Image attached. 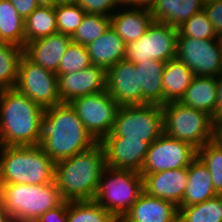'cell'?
Segmentation results:
<instances>
[{"label":"cell","mask_w":222,"mask_h":222,"mask_svg":"<svg viewBox=\"0 0 222 222\" xmlns=\"http://www.w3.org/2000/svg\"><path fill=\"white\" fill-rule=\"evenodd\" d=\"M96 143L70 103L61 102L44 110L39 146L55 164Z\"/></svg>","instance_id":"obj_1"},{"label":"cell","mask_w":222,"mask_h":222,"mask_svg":"<svg viewBox=\"0 0 222 222\" xmlns=\"http://www.w3.org/2000/svg\"><path fill=\"white\" fill-rule=\"evenodd\" d=\"M44 109L15 88L0 91V146H35Z\"/></svg>","instance_id":"obj_2"},{"label":"cell","mask_w":222,"mask_h":222,"mask_svg":"<svg viewBox=\"0 0 222 222\" xmlns=\"http://www.w3.org/2000/svg\"><path fill=\"white\" fill-rule=\"evenodd\" d=\"M106 166L101 142L57 162L54 181L64 201L94 200L101 173Z\"/></svg>","instance_id":"obj_3"},{"label":"cell","mask_w":222,"mask_h":222,"mask_svg":"<svg viewBox=\"0 0 222 222\" xmlns=\"http://www.w3.org/2000/svg\"><path fill=\"white\" fill-rule=\"evenodd\" d=\"M0 185H45L54 181L55 163L39 146H0Z\"/></svg>","instance_id":"obj_4"},{"label":"cell","mask_w":222,"mask_h":222,"mask_svg":"<svg viewBox=\"0 0 222 222\" xmlns=\"http://www.w3.org/2000/svg\"><path fill=\"white\" fill-rule=\"evenodd\" d=\"M0 196L11 218L21 222H36L64 201L55 181L45 185H0Z\"/></svg>","instance_id":"obj_5"},{"label":"cell","mask_w":222,"mask_h":222,"mask_svg":"<svg viewBox=\"0 0 222 222\" xmlns=\"http://www.w3.org/2000/svg\"><path fill=\"white\" fill-rule=\"evenodd\" d=\"M143 191L140 172L105 166L94 200L114 218H123Z\"/></svg>","instance_id":"obj_6"},{"label":"cell","mask_w":222,"mask_h":222,"mask_svg":"<svg viewBox=\"0 0 222 222\" xmlns=\"http://www.w3.org/2000/svg\"><path fill=\"white\" fill-rule=\"evenodd\" d=\"M164 133L186 142L197 150L213 140L214 123L206 112L181 102L162 105Z\"/></svg>","instance_id":"obj_7"},{"label":"cell","mask_w":222,"mask_h":222,"mask_svg":"<svg viewBox=\"0 0 222 222\" xmlns=\"http://www.w3.org/2000/svg\"><path fill=\"white\" fill-rule=\"evenodd\" d=\"M163 133L162 105H123L119 106L113 130L106 137L142 139L152 144Z\"/></svg>","instance_id":"obj_8"},{"label":"cell","mask_w":222,"mask_h":222,"mask_svg":"<svg viewBox=\"0 0 222 222\" xmlns=\"http://www.w3.org/2000/svg\"><path fill=\"white\" fill-rule=\"evenodd\" d=\"M177 38V28L153 21L143 36L127 44L125 59L134 64L151 59L167 62L176 58Z\"/></svg>","instance_id":"obj_9"},{"label":"cell","mask_w":222,"mask_h":222,"mask_svg":"<svg viewBox=\"0 0 222 222\" xmlns=\"http://www.w3.org/2000/svg\"><path fill=\"white\" fill-rule=\"evenodd\" d=\"M69 103L97 142H101L112 132L120 105L107 90L77 97Z\"/></svg>","instance_id":"obj_10"},{"label":"cell","mask_w":222,"mask_h":222,"mask_svg":"<svg viewBox=\"0 0 222 222\" xmlns=\"http://www.w3.org/2000/svg\"><path fill=\"white\" fill-rule=\"evenodd\" d=\"M14 88L44 110L61 103L57 74L33 63L25 55L20 60Z\"/></svg>","instance_id":"obj_11"},{"label":"cell","mask_w":222,"mask_h":222,"mask_svg":"<svg viewBox=\"0 0 222 222\" xmlns=\"http://www.w3.org/2000/svg\"><path fill=\"white\" fill-rule=\"evenodd\" d=\"M176 58L182 61L194 76L217 77L222 72V50L218 38L199 40L178 36Z\"/></svg>","instance_id":"obj_12"},{"label":"cell","mask_w":222,"mask_h":222,"mask_svg":"<svg viewBox=\"0 0 222 222\" xmlns=\"http://www.w3.org/2000/svg\"><path fill=\"white\" fill-rule=\"evenodd\" d=\"M196 158L197 149L195 147L163 133L150 144L140 174L188 168Z\"/></svg>","instance_id":"obj_13"},{"label":"cell","mask_w":222,"mask_h":222,"mask_svg":"<svg viewBox=\"0 0 222 222\" xmlns=\"http://www.w3.org/2000/svg\"><path fill=\"white\" fill-rule=\"evenodd\" d=\"M106 90L120 106L143 105L139 71L126 59L106 70Z\"/></svg>","instance_id":"obj_14"},{"label":"cell","mask_w":222,"mask_h":222,"mask_svg":"<svg viewBox=\"0 0 222 222\" xmlns=\"http://www.w3.org/2000/svg\"><path fill=\"white\" fill-rule=\"evenodd\" d=\"M101 143L106 166L141 172L150 146L148 142L127 137H105Z\"/></svg>","instance_id":"obj_15"},{"label":"cell","mask_w":222,"mask_h":222,"mask_svg":"<svg viewBox=\"0 0 222 222\" xmlns=\"http://www.w3.org/2000/svg\"><path fill=\"white\" fill-rule=\"evenodd\" d=\"M57 76L61 102L69 103L77 97L106 90V70L100 66L91 65L81 71Z\"/></svg>","instance_id":"obj_16"},{"label":"cell","mask_w":222,"mask_h":222,"mask_svg":"<svg viewBox=\"0 0 222 222\" xmlns=\"http://www.w3.org/2000/svg\"><path fill=\"white\" fill-rule=\"evenodd\" d=\"M141 175L144 192L148 195L171 201L177 207L182 203L188 181L187 168Z\"/></svg>","instance_id":"obj_17"},{"label":"cell","mask_w":222,"mask_h":222,"mask_svg":"<svg viewBox=\"0 0 222 222\" xmlns=\"http://www.w3.org/2000/svg\"><path fill=\"white\" fill-rule=\"evenodd\" d=\"M71 41V36L57 32L28 42L23 48L24 55L45 70L57 74L60 60Z\"/></svg>","instance_id":"obj_18"},{"label":"cell","mask_w":222,"mask_h":222,"mask_svg":"<svg viewBox=\"0 0 222 222\" xmlns=\"http://www.w3.org/2000/svg\"><path fill=\"white\" fill-rule=\"evenodd\" d=\"M122 219L124 222H178V207L143 191Z\"/></svg>","instance_id":"obj_19"},{"label":"cell","mask_w":222,"mask_h":222,"mask_svg":"<svg viewBox=\"0 0 222 222\" xmlns=\"http://www.w3.org/2000/svg\"><path fill=\"white\" fill-rule=\"evenodd\" d=\"M128 8V9H127ZM111 15V26L126 43L138 40L154 21L149 7L125 6Z\"/></svg>","instance_id":"obj_20"},{"label":"cell","mask_w":222,"mask_h":222,"mask_svg":"<svg viewBox=\"0 0 222 222\" xmlns=\"http://www.w3.org/2000/svg\"><path fill=\"white\" fill-rule=\"evenodd\" d=\"M203 7L202 0H151L149 9L155 22L178 29Z\"/></svg>","instance_id":"obj_21"},{"label":"cell","mask_w":222,"mask_h":222,"mask_svg":"<svg viewBox=\"0 0 222 222\" xmlns=\"http://www.w3.org/2000/svg\"><path fill=\"white\" fill-rule=\"evenodd\" d=\"M127 44L110 26L108 30L92 43L86 45L92 65L105 70L114 66L126 57Z\"/></svg>","instance_id":"obj_22"},{"label":"cell","mask_w":222,"mask_h":222,"mask_svg":"<svg viewBox=\"0 0 222 222\" xmlns=\"http://www.w3.org/2000/svg\"><path fill=\"white\" fill-rule=\"evenodd\" d=\"M188 181L182 203L178 207L202 203L218 195L209 169L197 157L187 168Z\"/></svg>","instance_id":"obj_23"},{"label":"cell","mask_w":222,"mask_h":222,"mask_svg":"<svg viewBox=\"0 0 222 222\" xmlns=\"http://www.w3.org/2000/svg\"><path fill=\"white\" fill-rule=\"evenodd\" d=\"M217 99L216 77L194 76L191 85L179 102L184 106L204 111L213 118Z\"/></svg>","instance_id":"obj_24"},{"label":"cell","mask_w":222,"mask_h":222,"mask_svg":"<svg viewBox=\"0 0 222 222\" xmlns=\"http://www.w3.org/2000/svg\"><path fill=\"white\" fill-rule=\"evenodd\" d=\"M193 78V72L178 58L167 61L162 74L163 105L179 102Z\"/></svg>","instance_id":"obj_25"},{"label":"cell","mask_w":222,"mask_h":222,"mask_svg":"<svg viewBox=\"0 0 222 222\" xmlns=\"http://www.w3.org/2000/svg\"><path fill=\"white\" fill-rule=\"evenodd\" d=\"M166 62L151 59L148 62L135 64L139 71L143 105H163L162 74Z\"/></svg>","instance_id":"obj_26"},{"label":"cell","mask_w":222,"mask_h":222,"mask_svg":"<svg viewBox=\"0 0 222 222\" xmlns=\"http://www.w3.org/2000/svg\"><path fill=\"white\" fill-rule=\"evenodd\" d=\"M0 42L25 47V20L9 0H0Z\"/></svg>","instance_id":"obj_27"},{"label":"cell","mask_w":222,"mask_h":222,"mask_svg":"<svg viewBox=\"0 0 222 222\" xmlns=\"http://www.w3.org/2000/svg\"><path fill=\"white\" fill-rule=\"evenodd\" d=\"M54 7L38 6L25 19V45L28 42L57 33Z\"/></svg>","instance_id":"obj_28"},{"label":"cell","mask_w":222,"mask_h":222,"mask_svg":"<svg viewBox=\"0 0 222 222\" xmlns=\"http://www.w3.org/2000/svg\"><path fill=\"white\" fill-rule=\"evenodd\" d=\"M23 55V47L0 42V91L15 87Z\"/></svg>","instance_id":"obj_29"},{"label":"cell","mask_w":222,"mask_h":222,"mask_svg":"<svg viewBox=\"0 0 222 222\" xmlns=\"http://www.w3.org/2000/svg\"><path fill=\"white\" fill-rule=\"evenodd\" d=\"M178 222H222V195L202 203L178 207Z\"/></svg>","instance_id":"obj_30"},{"label":"cell","mask_w":222,"mask_h":222,"mask_svg":"<svg viewBox=\"0 0 222 222\" xmlns=\"http://www.w3.org/2000/svg\"><path fill=\"white\" fill-rule=\"evenodd\" d=\"M113 219L95 200L68 201L66 222H111Z\"/></svg>","instance_id":"obj_31"},{"label":"cell","mask_w":222,"mask_h":222,"mask_svg":"<svg viewBox=\"0 0 222 222\" xmlns=\"http://www.w3.org/2000/svg\"><path fill=\"white\" fill-rule=\"evenodd\" d=\"M110 26L111 17L86 13L71 39L75 43L86 46L103 35Z\"/></svg>","instance_id":"obj_32"},{"label":"cell","mask_w":222,"mask_h":222,"mask_svg":"<svg viewBox=\"0 0 222 222\" xmlns=\"http://www.w3.org/2000/svg\"><path fill=\"white\" fill-rule=\"evenodd\" d=\"M197 157L209 169L216 193L222 195V147L212 140L197 150Z\"/></svg>","instance_id":"obj_33"},{"label":"cell","mask_w":222,"mask_h":222,"mask_svg":"<svg viewBox=\"0 0 222 222\" xmlns=\"http://www.w3.org/2000/svg\"><path fill=\"white\" fill-rule=\"evenodd\" d=\"M178 36L192 37L199 40L218 38L214 26L204 10L192 15L178 28Z\"/></svg>","instance_id":"obj_34"},{"label":"cell","mask_w":222,"mask_h":222,"mask_svg":"<svg viewBox=\"0 0 222 222\" xmlns=\"http://www.w3.org/2000/svg\"><path fill=\"white\" fill-rule=\"evenodd\" d=\"M91 65L92 63L86 46L71 41L60 60L57 74L81 71Z\"/></svg>","instance_id":"obj_35"},{"label":"cell","mask_w":222,"mask_h":222,"mask_svg":"<svg viewBox=\"0 0 222 222\" xmlns=\"http://www.w3.org/2000/svg\"><path fill=\"white\" fill-rule=\"evenodd\" d=\"M59 33L72 36L86 14L77 4H59L54 7Z\"/></svg>","instance_id":"obj_36"},{"label":"cell","mask_w":222,"mask_h":222,"mask_svg":"<svg viewBox=\"0 0 222 222\" xmlns=\"http://www.w3.org/2000/svg\"><path fill=\"white\" fill-rule=\"evenodd\" d=\"M77 5L88 14H99L109 17L116 11L115 8L122 7L118 0H79Z\"/></svg>","instance_id":"obj_37"},{"label":"cell","mask_w":222,"mask_h":222,"mask_svg":"<svg viewBox=\"0 0 222 222\" xmlns=\"http://www.w3.org/2000/svg\"><path fill=\"white\" fill-rule=\"evenodd\" d=\"M203 10L212 22L216 34L222 35V0L204 5Z\"/></svg>","instance_id":"obj_38"},{"label":"cell","mask_w":222,"mask_h":222,"mask_svg":"<svg viewBox=\"0 0 222 222\" xmlns=\"http://www.w3.org/2000/svg\"><path fill=\"white\" fill-rule=\"evenodd\" d=\"M68 201H63L56 208L50 209L41 215L36 222H66Z\"/></svg>","instance_id":"obj_39"},{"label":"cell","mask_w":222,"mask_h":222,"mask_svg":"<svg viewBox=\"0 0 222 222\" xmlns=\"http://www.w3.org/2000/svg\"><path fill=\"white\" fill-rule=\"evenodd\" d=\"M18 14L25 20L39 5L36 0H9Z\"/></svg>","instance_id":"obj_40"},{"label":"cell","mask_w":222,"mask_h":222,"mask_svg":"<svg viewBox=\"0 0 222 222\" xmlns=\"http://www.w3.org/2000/svg\"><path fill=\"white\" fill-rule=\"evenodd\" d=\"M216 83L218 99L215 115L212 118L213 122L222 121V72L216 77Z\"/></svg>","instance_id":"obj_41"},{"label":"cell","mask_w":222,"mask_h":222,"mask_svg":"<svg viewBox=\"0 0 222 222\" xmlns=\"http://www.w3.org/2000/svg\"><path fill=\"white\" fill-rule=\"evenodd\" d=\"M151 0H123V7L136 6V7H149Z\"/></svg>","instance_id":"obj_42"},{"label":"cell","mask_w":222,"mask_h":222,"mask_svg":"<svg viewBox=\"0 0 222 222\" xmlns=\"http://www.w3.org/2000/svg\"><path fill=\"white\" fill-rule=\"evenodd\" d=\"M13 219L4 207L3 200L0 196V222H12Z\"/></svg>","instance_id":"obj_43"},{"label":"cell","mask_w":222,"mask_h":222,"mask_svg":"<svg viewBox=\"0 0 222 222\" xmlns=\"http://www.w3.org/2000/svg\"><path fill=\"white\" fill-rule=\"evenodd\" d=\"M36 1L39 6H50V7L56 6V0H36Z\"/></svg>","instance_id":"obj_44"},{"label":"cell","mask_w":222,"mask_h":222,"mask_svg":"<svg viewBox=\"0 0 222 222\" xmlns=\"http://www.w3.org/2000/svg\"><path fill=\"white\" fill-rule=\"evenodd\" d=\"M79 0H56V5L59 4H77Z\"/></svg>","instance_id":"obj_45"},{"label":"cell","mask_w":222,"mask_h":222,"mask_svg":"<svg viewBox=\"0 0 222 222\" xmlns=\"http://www.w3.org/2000/svg\"><path fill=\"white\" fill-rule=\"evenodd\" d=\"M217 1H220V0H202V3H203L204 5H208V4H210V3L217 2Z\"/></svg>","instance_id":"obj_46"},{"label":"cell","mask_w":222,"mask_h":222,"mask_svg":"<svg viewBox=\"0 0 222 222\" xmlns=\"http://www.w3.org/2000/svg\"><path fill=\"white\" fill-rule=\"evenodd\" d=\"M111 222H124L122 218H114Z\"/></svg>","instance_id":"obj_47"},{"label":"cell","mask_w":222,"mask_h":222,"mask_svg":"<svg viewBox=\"0 0 222 222\" xmlns=\"http://www.w3.org/2000/svg\"><path fill=\"white\" fill-rule=\"evenodd\" d=\"M218 39H219V42H220V44H221V50H222V35H220V36L218 37Z\"/></svg>","instance_id":"obj_48"},{"label":"cell","mask_w":222,"mask_h":222,"mask_svg":"<svg viewBox=\"0 0 222 222\" xmlns=\"http://www.w3.org/2000/svg\"><path fill=\"white\" fill-rule=\"evenodd\" d=\"M121 4H122V6H123V0H118Z\"/></svg>","instance_id":"obj_49"}]
</instances>
